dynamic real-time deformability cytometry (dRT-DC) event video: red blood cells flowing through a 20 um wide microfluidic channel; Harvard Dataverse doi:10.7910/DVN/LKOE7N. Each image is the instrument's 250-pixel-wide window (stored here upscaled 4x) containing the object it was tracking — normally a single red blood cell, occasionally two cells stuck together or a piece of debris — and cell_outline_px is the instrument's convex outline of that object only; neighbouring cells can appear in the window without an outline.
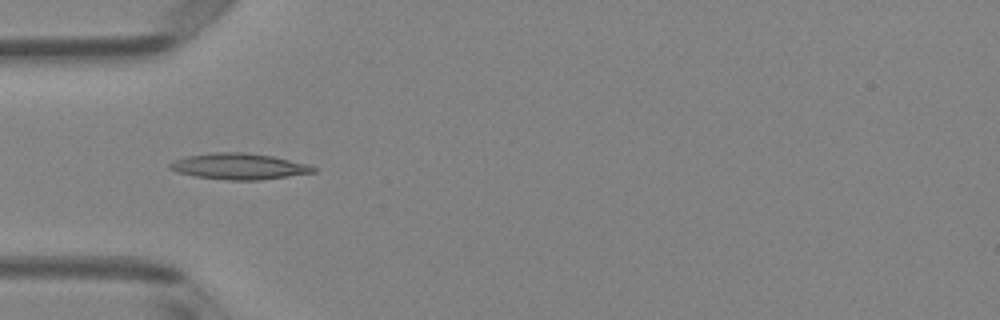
{"species": "Egyptian fruit bat (a non-hibernating species)", "species_latin": "Rousettus aegyptiacus", "temperature_condition": "room temperature", "stored_images_in_passage": 6, "camera_frame_rate_fps": 3000, "um_per_image_px": 0.085, "animal": {"sex": "female"}, "frame": {"image": 1, "passage_image": 4, "time_ms": 1.0, "image_size_px": [1000, 320], "cell_outline_px": [[316, 172], [260, 180], [228, 180], [196, 176], [176, 172], [168, 168], [168, 164], [176, 160], [188, 156], [212, 152], [244, 152], [272, 156], [308, 164], [316, 168]], "centroid_in_image_um": [20.31, 14.14], "position_along_channel_um": 64.7, "area_um2": 21.68}}
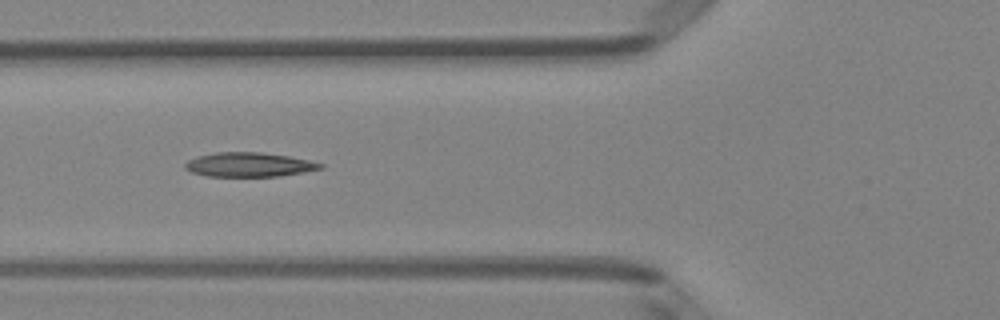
{"frame": {"image": 2, "passage_image": 5, "time_ms": 1.333, "image_size_px": [1000, 320], "cell_outline_px": [[324, 168], [276, 176], [208, 176], [192, 172], [184, 168], [184, 164], [188, 160], [196, 156], [216, 152], [260, 152], [288, 156], [308, 160], [324, 164]], "centroid_in_image_um": [21.12, 13.98], "position_along_channel_um": 104.7, "area_um2": 18.96}}
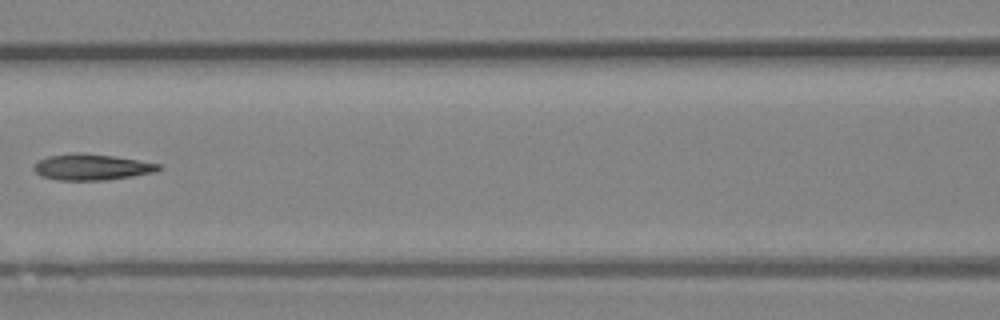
{"frame": {"image": 3, "passage_image": 6, "time_ms": 1.667, "image_size_px": [1000, 320], "cell_outline_px": [[164, 168], [156, 172], [108, 180], [56, 180], [40, 176], [32, 168], [36, 160], [48, 156], [68, 152], [84, 152], [112, 156], [160, 164]], "centroid_in_image_um": [7.74, 14.19], "position_along_channel_um": 158.9, "area_um2": 19.31}}